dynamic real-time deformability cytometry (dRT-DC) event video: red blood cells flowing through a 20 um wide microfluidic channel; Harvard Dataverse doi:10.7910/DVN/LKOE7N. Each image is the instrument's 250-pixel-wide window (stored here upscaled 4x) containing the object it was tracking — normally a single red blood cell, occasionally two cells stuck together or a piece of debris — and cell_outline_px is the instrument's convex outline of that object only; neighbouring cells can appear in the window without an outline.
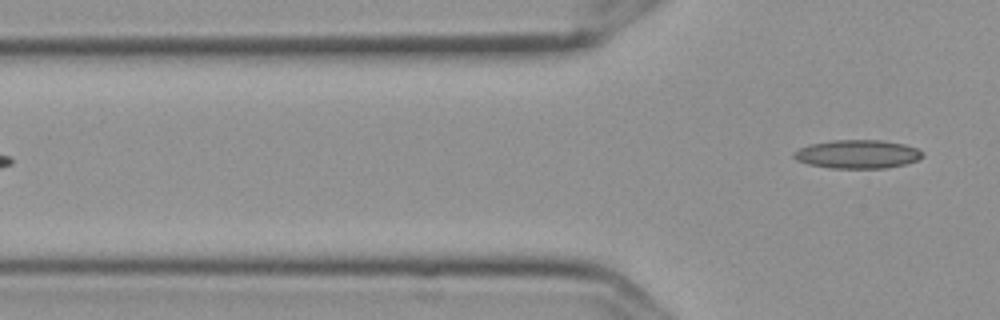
{"species": "Egyptian fruit bat (a non-hibernating species)", "species_latin": "Rousettus aegyptiacus", "temperature_condition": "cold", "stored_images_in_passage": 3, "segment_of_instrument_passage": [2, 2], "camera_frame_rate_fps": 3000, "um_per_image_px": 0.085, "frame": {"image": 1, "passage_image": 3, "time_ms": 0.667, "image_size_px": [1000, 320], "cell_outline_px": [[924, 156], [916, 160], [904, 164], [884, 168], [832, 168], [808, 164], [796, 160], [792, 156], [792, 152], [800, 148], [812, 144], [832, 140], [880, 140], [904, 144], [916, 148], [924, 152]], "centroid_in_image_um": [72.87, 13.1], "position_along_channel_um": 52.9, "area_um2": 21.33}}